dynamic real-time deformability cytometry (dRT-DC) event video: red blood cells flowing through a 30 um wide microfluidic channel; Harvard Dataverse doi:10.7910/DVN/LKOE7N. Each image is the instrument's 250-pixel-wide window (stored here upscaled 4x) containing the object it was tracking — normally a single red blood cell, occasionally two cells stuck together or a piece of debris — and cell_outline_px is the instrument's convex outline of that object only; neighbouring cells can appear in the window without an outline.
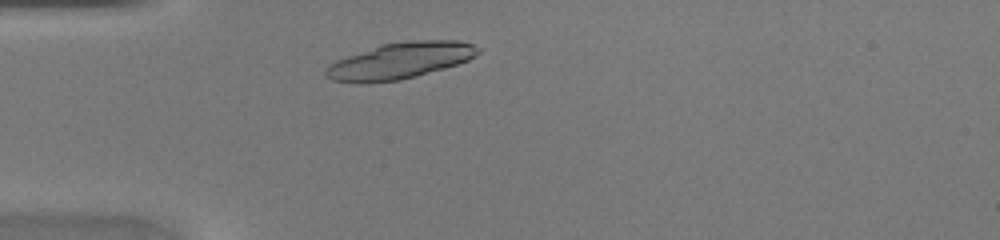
{"species": "common noctule bat (a hibernating species)", "species_latin": "Nyctalus noctula", "temperature_condition": "warm", "stored_images_in_passage": 36, "camera_frame_rate_fps": 3000, "um_per_image_px": 0.085, "animal": {"sex": "female", "body_mass_g": 20.0, "forearm_length_mm": 54.0}, "frame": {"image": 1, "passage_image": 4, "time_ms": 1.0, "image_size_px": [1000, 240], "cell_outline_px": [[480, 52], [476, 56], [468, 60], [444, 68], [416, 76], [400, 80], [368, 84], [356, 84], [332, 80], [324, 72], [328, 64], [336, 60], [380, 44], [420, 40], [456, 40], [472, 44], [480, 48]], "centroid_in_image_um": [33.97, 5.18], "position_along_channel_um": 51.0, "area_um2": 32.31}}